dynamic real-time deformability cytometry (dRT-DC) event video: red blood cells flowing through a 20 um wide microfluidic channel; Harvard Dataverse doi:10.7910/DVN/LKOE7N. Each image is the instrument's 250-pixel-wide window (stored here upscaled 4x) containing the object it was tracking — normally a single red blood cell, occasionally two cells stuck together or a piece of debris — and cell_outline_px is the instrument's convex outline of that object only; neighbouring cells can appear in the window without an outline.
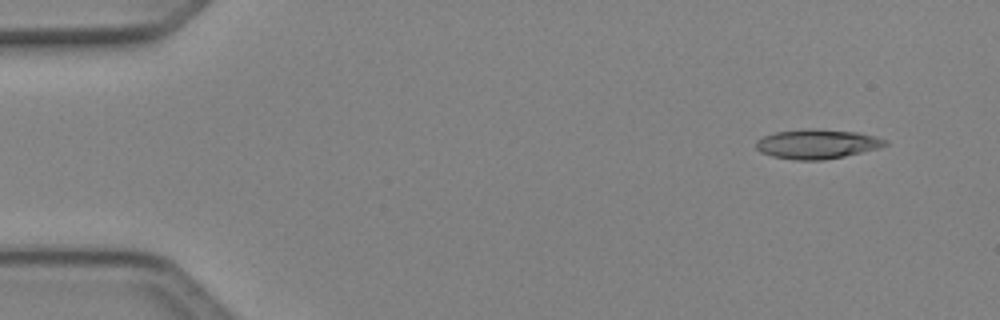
{"species": "Egyptian fruit bat (a non-hibernating species)", "species_latin": "Rousettus aegyptiacus", "temperature_condition": "cold", "stored_images_in_passage": 46, "camera_frame_rate_fps": 3000, "um_per_image_px": 0.085, "animal": {"sex": "female"}, "frame": {"image": 1, "passage_image": 1, "time_ms": 0.0, "image_size_px": [1000, 320], "cell_outline_px": [[888, 144], [880, 148], [844, 156], [820, 160], [796, 160], [772, 156], [760, 152], [756, 148], [756, 140], [764, 136], [776, 132], [808, 128], [812, 128], [860, 132], [876, 136], [888, 140]], "centroid_in_image_um": [69.48, 12.23], "position_along_channel_um": 15.5, "area_um2": 22.31}}
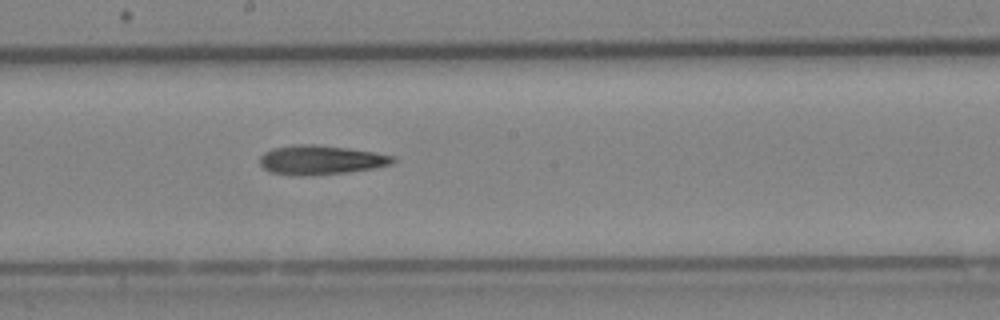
{"frame": {"image": 2, "passage_image": 24, "time_ms": 7.667, "image_size_px": [1000, 320], "cell_outline_px": [[396, 160], [392, 164], [376, 168], [348, 172], [304, 176], [300, 176], [272, 172], [264, 168], [260, 164], [260, 156], [264, 152], [276, 148], [296, 144], [312, 144], [348, 148], [396, 156]], "centroid_in_image_um": [27.3, 13.6], "position_along_channel_um": 220.9, "area_um2": 22.6}}
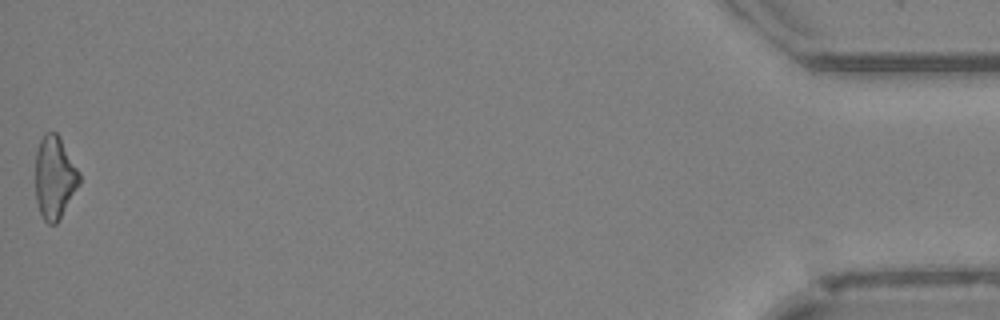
{"frame": {"image": 3, "passage_image": 46, "time_ms": 15.0, "image_size_px": [1000, 320], "cell_outline_px": [[80, 184], [56, 224], [48, 224], [44, 220], [40, 212], [36, 200], [36, 152], [40, 140], [44, 132], [56, 132], [60, 136], [80, 172]], "centroid_in_image_um": [4.65, 15.06], "position_along_channel_um": 430.6, "area_um2": 21.21}, "authors_computed_cell_mechanics": {"area_um2": 21.9929, "velocity_mm_per_s": 4.1616, "shape_relaxation_time_tau1_ms": null, "shape_relaxation_time_tau2_ms": 8.5338, "deformation_change_tau1": null, "deformation_change_tau2": 0.2791}}